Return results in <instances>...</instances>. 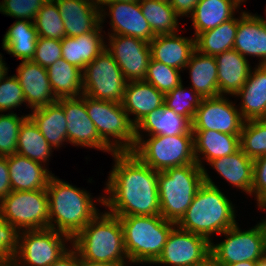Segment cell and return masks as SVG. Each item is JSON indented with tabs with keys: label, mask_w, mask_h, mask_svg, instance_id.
<instances>
[{
	"label": "cell",
	"mask_w": 266,
	"mask_h": 266,
	"mask_svg": "<svg viewBox=\"0 0 266 266\" xmlns=\"http://www.w3.org/2000/svg\"><path fill=\"white\" fill-rule=\"evenodd\" d=\"M114 166L98 201L115 216L160 215L158 177L131 151L114 152Z\"/></svg>",
	"instance_id": "1"
},
{
	"label": "cell",
	"mask_w": 266,
	"mask_h": 266,
	"mask_svg": "<svg viewBox=\"0 0 266 266\" xmlns=\"http://www.w3.org/2000/svg\"><path fill=\"white\" fill-rule=\"evenodd\" d=\"M203 175L204 184L198 189L192 203L176 225L212 242L211 235H221L237 223L235 207L215 185L205 168Z\"/></svg>",
	"instance_id": "2"
},
{
	"label": "cell",
	"mask_w": 266,
	"mask_h": 266,
	"mask_svg": "<svg viewBox=\"0 0 266 266\" xmlns=\"http://www.w3.org/2000/svg\"><path fill=\"white\" fill-rule=\"evenodd\" d=\"M49 228L67 234L71 239L98 213L88 191L60 180L54 174L47 184Z\"/></svg>",
	"instance_id": "3"
},
{
	"label": "cell",
	"mask_w": 266,
	"mask_h": 266,
	"mask_svg": "<svg viewBox=\"0 0 266 266\" xmlns=\"http://www.w3.org/2000/svg\"><path fill=\"white\" fill-rule=\"evenodd\" d=\"M81 258L115 264L129 262L124 247L123 228L118 216L98 213L71 239ZM125 259V260H124Z\"/></svg>",
	"instance_id": "4"
},
{
	"label": "cell",
	"mask_w": 266,
	"mask_h": 266,
	"mask_svg": "<svg viewBox=\"0 0 266 266\" xmlns=\"http://www.w3.org/2000/svg\"><path fill=\"white\" fill-rule=\"evenodd\" d=\"M123 228L124 247L130 263H154L160 256L173 222L161 215L118 216Z\"/></svg>",
	"instance_id": "5"
},
{
	"label": "cell",
	"mask_w": 266,
	"mask_h": 266,
	"mask_svg": "<svg viewBox=\"0 0 266 266\" xmlns=\"http://www.w3.org/2000/svg\"><path fill=\"white\" fill-rule=\"evenodd\" d=\"M203 184V168L198 164H187L159 171L160 215L165 220L177 224Z\"/></svg>",
	"instance_id": "6"
},
{
	"label": "cell",
	"mask_w": 266,
	"mask_h": 266,
	"mask_svg": "<svg viewBox=\"0 0 266 266\" xmlns=\"http://www.w3.org/2000/svg\"><path fill=\"white\" fill-rule=\"evenodd\" d=\"M149 137L146 140L144 136L141 137L131 152L153 170L164 171L171 167L197 164L194 155V134L191 129L181 135Z\"/></svg>",
	"instance_id": "7"
},
{
	"label": "cell",
	"mask_w": 266,
	"mask_h": 266,
	"mask_svg": "<svg viewBox=\"0 0 266 266\" xmlns=\"http://www.w3.org/2000/svg\"><path fill=\"white\" fill-rule=\"evenodd\" d=\"M85 107L100 138L114 152L133 150L136 144L135 126L121 103L98 100L85 95Z\"/></svg>",
	"instance_id": "8"
},
{
	"label": "cell",
	"mask_w": 266,
	"mask_h": 266,
	"mask_svg": "<svg viewBox=\"0 0 266 266\" xmlns=\"http://www.w3.org/2000/svg\"><path fill=\"white\" fill-rule=\"evenodd\" d=\"M0 214L19 231L49 228L47 189L11 191L0 202Z\"/></svg>",
	"instance_id": "9"
},
{
	"label": "cell",
	"mask_w": 266,
	"mask_h": 266,
	"mask_svg": "<svg viewBox=\"0 0 266 266\" xmlns=\"http://www.w3.org/2000/svg\"><path fill=\"white\" fill-rule=\"evenodd\" d=\"M69 241L67 234L51 228L21 231L14 261L17 266H51L68 250Z\"/></svg>",
	"instance_id": "10"
},
{
	"label": "cell",
	"mask_w": 266,
	"mask_h": 266,
	"mask_svg": "<svg viewBox=\"0 0 266 266\" xmlns=\"http://www.w3.org/2000/svg\"><path fill=\"white\" fill-rule=\"evenodd\" d=\"M221 234L226 236L224 241L210 244L211 258L218 265L258 262L266 254V233L257 225L242 231L236 223Z\"/></svg>",
	"instance_id": "11"
},
{
	"label": "cell",
	"mask_w": 266,
	"mask_h": 266,
	"mask_svg": "<svg viewBox=\"0 0 266 266\" xmlns=\"http://www.w3.org/2000/svg\"><path fill=\"white\" fill-rule=\"evenodd\" d=\"M126 83L120 67L106 49L83 70V94L94 99L121 103Z\"/></svg>",
	"instance_id": "12"
},
{
	"label": "cell",
	"mask_w": 266,
	"mask_h": 266,
	"mask_svg": "<svg viewBox=\"0 0 266 266\" xmlns=\"http://www.w3.org/2000/svg\"><path fill=\"white\" fill-rule=\"evenodd\" d=\"M211 241L183 230L177 225L169 233L166 244L153 264L170 266H198L211 258Z\"/></svg>",
	"instance_id": "13"
},
{
	"label": "cell",
	"mask_w": 266,
	"mask_h": 266,
	"mask_svg": "<svg viewBox=\"0 0 266 266\" xmlns=\"http://www.w3.org/2000/svg\"><path fill=\"white\" fill-rule=\"evenodd\" d=\"M234 105L224 95L203 98L191 122V130L240 135L245 120Z\"/></svg>",
	"instance_id": "14"
},
{
	"label": "cell",
	"mask_w": 266,
	"mask_h": 266,
	"mask_svg": "<svg viewBox=\"0 0 266 266\" xmlns=\"http://www.w3.org/2000/svg\"><path fill=\"white\" fill-rule=\"evenodd\" d=\"M106 50L120 67L127 82L144 80L151 58L148 42L124 35H108Z\"/></svg>",
	"instance_id": "15"
},
{
	"label": "cell",
	"mask_w": 266,
	"mask_h": 266,
	"mask_svg": "<svg viewBox=\"0 0 266 266\" xmlns=\"http://www.w3.org/2000/svg\"><path fill=\"white\" fill-rule=\"evenodd\" d=\"M67 122V140L73 146L90 147L104 152L114 151L100 138L96 126L88 116L85 95L78 98H60Z\"/></svg>",
	"instance_id": "16"
},
{
	"label": "cell",
	"mask_w": 266,
	"mask_h": 266,
	"mask_svg": "<svg viewBox=\"0 0 266 266\" xmlns=\"http://www.w3.org/2000/svg\"><path fill=\"white\" fill-rule=\"evenodd\" d=\"M103 5L108 7L109 13L105 11V8H100V24L104 22L105 15H111L109 17H111L112 33L108 32V35L131 36L148 43L155 38L149 23L141 12L139 1L109 2Z\"/></svg>",
	"instance_id": "17"
},
{
	"label": "cell",
	"mask_w": 266,
	"mask_h": 266,
	"mask_svg": "<svg viewBox=\"0 0 266 266\" xmlns=\"http://www.w3.org/2000/svg\"><path fill=\"white\" fill-rule=\"evenodd\" d=\"M16 72L15 76L31 111L58 101L52 91L46 68L32 60L21 61Z\"/></svg>",
	"instance_id": "18"
},
{
	"label": "cell",
	"mask_w": 266,
	"mask_h": 266,
	"mask_svg": "<svg viewBox=\"0 0 266 266\" xmlns=\"http://www.w3.org/2000/svg\"><path fill=\"white\" fill-rule=\"evenodd\" d=\"M59 9L67 37L94 31L100 24V7L96 0H54Z\"/></svg>",
	"instance_id": "19"
},
{
	"label": "cell",
	"mask_w": 266,
	"mask_h": 266,
	"mask_svg": "<svg viewBox=\"0 0 266 266\" xmlns=\"http://www.w3.org/2000/svg\"><path fill=\"white\" fill-rule=\"evenodd\" d=\"M164 96L144 80L129 81L126 83L121 104L131 123L136 126L150 112L164 106ZM129 114H133L135 119H131Z\"/></svg>",
	"instance_id": "20"
},
{
	"label": "cell",
	"mask_w": 266,
	"mask_h": 266,
	"mask_svg": "<svg viewBox=\"0 0 266 266\" xmlns=\"http://www.w3.org/2000/svg\"><path fill=\"white\" fill-rule=\"evenodd\" d=\"M243 57H258L259 65H266V26L257 14L241 12L234 48Z\"/></svg>",
	"instance_id": "21"
},
{
	"label": "cell",
	"mask_w": 266,
	"mask_h": 266,
	"mask_svg": "<svg viewBox=\"0 0 266 266\" xmlns=\"http://www.w3.org/2000/svg\"><path fill=\"white\" fill-rule=\"evenodd\" d=\"M12 191L46 189L53 175L46 166L19 154L7 156Z\"/></svg>",
	"instance_id": "22"
},
{
	"label": "cell",
	"mask_w": 266,
	"mask_h": 266,
	"mask_svg": "<svg viewBox=\"0 0 266 266\" xmlns=\"http://www.w3.org/2000/svg\"><path fill=\"white\" fill-rule=\"evenodd\" d=\"M151 58L167 66L185 70L192 53L196 50L195 37L188 39L174 34L156 35L149 42Z\"/></svg>",
	"instance_id": "23"
},
{
	"label": "cell",
	"mask_w": 266,
	"mask_h": 266,
	"mask_svg": "<svg viewBox=\"0 0 266 266\" xmlns=\"http://www.w3.org/2000/svg\"><path fill=\"white\" fill-rule=\"evenodd\" d=\"M241 98L239 111L247 120L266 119V65H257L235 95Z\"/></svg>",
	"instance_id": "24"
},
{
	"label": "cell",
	"mask_w": 266,
	"mask_h": 266,
	"mask_svg": "<svg viewBox=\"0 0 266 266\" xmlns=\"http://www.w3.org/2000/svg\"><path fill=\"white\" fill-rule=\"evenodd\" d=\"M218 69L219 95H233L247 81L251 66L247 58L235 49L224 51L215 56Z\"/></svg>",
	"instance_id": "25"
},
{
	"label": "cell",
	"mask_w": 266,
	"mask_h": 266,
	"mask_svg": "<svg viewBox=\"0 0 266 266\" xmlns=\"http://www.w3.org/2000/svg\"><path fill=\"white\" fill-rule=\"evenodd\" d=\"M102 29V25H99L94 31L80 36H65L61 40L62 58L84 70L87 64L106 49Z\"/></svg>",
	"instance_id": "26"
},
{
	"label": "cell",
	"mask_w": 266,
	"mask_h": 266,
	"mask_svg": "<svg viewBox=\"0 0 266 266\" xmlns=\"http://www.w3.org/2000/svg\"><path fill=\"white\" fill-rule=\"evenodd\" d=\"M194 134V155L196 163L204 169L206 162L234 154L240 149V135L221 133L215 130L192 131ZM202 154V158L200 156Z\"/></svg>",
	"instance_id": "27"
},
{
	"label": "cell",
	"mask_w": 266,
	"mask_h": 266,
	"mask_svg": "<svg viewBox=\"0 0 266 266\" xmlns=\"http://www.w3.org/2000/svg\"><path fill=\"white\" fill-rule=\"evenodd\" d=\"M191 129V122L184 116L176 114L172 109L163 106L153 110L135 126L136 142L148 132V136H175L186 134Z\"/></svg>",
	"instance_id": "28"
},
{
	"label": "cell",
	"mask_w": 266,
	"mask_h": 266,
	"mask_svg": "<svg viewBox=\"0 0 266 266\" xmlns=\"http://www.w3.org/2000/svg\"><path fill=\"white\" fill-rule=\"evenodd\" d=\"M253 162L239 149L234 154L211 160L209 165L237 189L252 195Z\"/></svg>",
	"instance_id": "29"
},
{
	"label": "cell",
	"mask_w": 266,
	"mask_h": 266,
	"mask_svg": "<svg viewBox=\"0 0 266 266\" xmlns=\"http://www.w3.org/2000/svg\"><path fill=\"white\" fill-rule=\"evenodd\" d=\"M191 78V88L202 98L219 96L218 69L215 56H208L195 50L187 66Z\"/></svg>",
	"instance_id": "30"
},
{
	"label": "cell",
	"mask_w": 266,
	"mask_h": 266,
	"mask_svg": "<svg viewBox=\"0 0 266 266\" xmlns=\"http://www.w3.org/2000/svg\"><path fill=\"white\" fill-rule=\"evenodd\" d=\"M239 7L240 3L237 0H200L189 16L193 23L195 37L233 18Z\"/></svg>",
	"instance_id": "31"
},
{
	"label": "cell",
	"mask_w": 266,
	"mask_h": 266,
	"mask_svg": "<svg viewBox=\"0 0 266 266\" xmlns=\"http://www.w3.org/2000/svg\"><path fill=\"white\" fill-rule=\"evenodd\" d=\"M32 113V114H31ZM27 114L37 125L49 145L54 149L61 147L67 140V122L63 106L54 102L37 108Z\"/></svg>",
	"instance_id": "32"
},
{
	"label": "cell",
	"mask_w": 266,
	"mask_h": 266,
	"mask_svg": "<svg viewBox=\"0 0 266 266\" xmlns=\"http://www.w3.org/2000/svg\"><path fill=\"white\" fill-rule=\"evenodd\" d=\"M47 69L48 78L53 93L57 99L78 98L83 94V70L58 59Z\"/></svg>",
	"instance_id": "33"
},
{
	"label": "cell",
	"mask_w": 266,
	"mask_h": 266,
	"mask_svg": "<svg viewBox=\"0 0 266 266\" xmlns=\"http://www.w3.org/2000/svg\"><path fill=\"white\" fill-rule=\"evenodd\" d=\"M37 38L38 34L33 22L17 20L6 31L2 39V48L21 61H29L34 57Z\"/></svg>",
	"instance_id": "34"
},
{
	"label": "cell",
	"mask_w": 266,
	"mask_h": 266,
	"mask_svg": "<svg viewBox=\"0 0 266 266\" xmlns=\"http://www.w3.org/2000/svg\"><path fill=\"white\" fill-rule=\"evenodd\" d=\"M238 18L233 17L214 29L201 32L195 37L196 50L204 55L216 56L234 48Z\"/></svg>",
	"instance_id": "35"
},
{
	"label": "cell",
	"mask_w": 266,
	"mask_h": 266,
	"mask_svg": "<svg viewBox=\"0 0 266 266\" xmlns=\"http://www.w3.org/2000/svg\"><path fill=\"white\" fill-rule=\"evenodd\" d=\"M51 152L52 147L28 116L19 128L16 153L45 166Z\"/></svg>",
	"instance_id": "36"
},
{
	"label": "cell",
	"mask_w": 266,
	"mask_h": 266,
	"mask_svg": "<svg viewBox=\"0 0 266 266\" xmlns=\"http://www.w3.org/2000/svg\"><path fill=\"white\" fill-rule=\"evenodd\" d=\"M139 4L155 36L178 32L180 16L171 4L159 0H140Z\"/></svg>",
	"instance_id": "37"
},
{
	"label": "cell",
	"mask_w": 266,
	"mask_h": 266,
	"mask_svg": "<svg viewBox=\"0 0 266 266\" xmlns=\"http://www.w3.org/2000/svg\"><path fill=\"white\" fill-rule=\"evenodd\" d=\"M240 149L253 160L266 155V119L244 122L240 133Z\"/></svg>",
	"instance_id": "38"
},
{
	"label": "cell",
	"mask_w": 266,
	"mask_h": 266,
	"mask_svg": "<svg viewBox=\"0 0 266 266\" xmlns=\"http://www.w3.org/2000/svg\"><path fill=\"white\" fill-rule=\"evenodd\" d=\"M38 37L62 40L65 28L61 14L54 0H47L33 21Z\"/></svg>",
	"instance_id": "39"
},
{
	"label": "cell",
	"mask_w": 266,
	"mask_h": 266,
	"mask_svg": "<svg viewBox=\"0 0 266 266\" xmlns=\"http://www.w3.org/2000/svg\"><path fill=\"white\" fill-rule=\"evenodd\" d=\"M190 91V92H189ZM184 89L181 83L175 89L164 96V106L172 109L176 114L186 117L192 122L197 108L200 106L202 97L192 88Z\"/></svg>",
	"instance_id": "40"
},
{
	"label": "cell",
	"mask_w": 266,
	"mask_h": 266,
	"mask_svg": "<svg viewBox=\"0 0 266 266\" xmlns=\"http://www.w3.org/2000/svg\"><path fill=\"white\" fill-rule=\"evenodd\" d=\"M144 81L152 84L164 95L182 83L180 70L150 58Z\"/></svg>",
	"instance_id": "41"
},
{
	"label": "cell",
	"mask_w": 266,
	"mask_h": 266,
	"mask_svg": "<svg viewBox=\"0 0 266 266\" xmlns=\"http://www.w3.org/2000/svg\"><path fill=\"white\" fill-rule=\"evenodd\" d=\"M28 115L0 114V156L16 154L19 128Z\"/></svg>",
	"instance_id": "42"
},
{
	"label": "cell",
	"mask_w": 266,
	"mask_h": 266,
	"mask_svg": "<svg viewBox=\"0 0 266 266\" xmlns=\"http://www.w3.org/2000/svg\"><path fill=\"white\" fill-rule=\"evenodd\" d=\"M46 1L47 0H3L0 2V12L7 16L18 18V20L33 22L35 16Z\"/></svg>",
	"instance_id": "43"
},
{
	"label": "cell",
	"mask_w": 266,
	"mask_h": 266,
	"mask_svg": "<svg viewBox=\"0 0 266 266\" xmlns=\"http://www.w3.org/2000/svg\"><path fill=\"white\" fill-rule=\"evenodd\" d=\"M6 75L0 79V112L16 109L21 104L26 103L23 89L15 75Z\"/></svg>",
	"instance_id": "44"
},
{
	"label": "cell",
	"mask_w": 266,
	"mask_h": 266,
	"mask_svg": "<svg viewBox=\"0 0 266 266\" xmlns=\"http://www.w3.org/2000/svg\"><path fill=\"white\" fill-rule=\"evenodd\" d=\"M62 58L61 40L38 37L33 62L48 68Z\"/></svg>",
	"instance_id": "45"
},
{
	"label": "cell",
	"mask_w": 266,
	"mask_h": 266,
	"mask_svg": "<svg viewBox=\"0 0 266 266\" xmlns=\"http://www.w3.org/2000/svg\"><path fill=\"white\" fill-rule=\"evenodd\" d=\"M20 231L0 214V262L14 260Z\"/></svg>",
	"instance_id": "46"
},
{
	"label": "cell",
	"mask_w": 266,
	"mask_h": 266,
	"mask_svg": "<svg viewBox=\"0 0 266 266\" xmlns=\"http://www.w3.org/2000/svg\"><path fill=\"white\" fill-rule=\"evenodd\" d=\"M266 197V155L254 159L252 195Z\"/></svg>",
	"instance_id": "47"
},
{
	"label": "cell",
	"mask_w": 266,
	"mask_h": 266,
	"mask_svg": "<svg viewBox=\"0 0 266 266\" xmlns=\"http://www.w3.org/2000/svg\"><path fill=\"white\" fill-rule=\"evenodd\" d=\"M7 156H0V202L11 192Z\"/></svg>",
	"instance_id": "48"
},
{
	"label": "cell",
	"mask_w": 266,
	"mask_h": 266,
	"mask_svg": "<svg viewBox=\"0 0 266 266\" xmlns=\"http://www.w3.org/2000/svg\"><path fill=\"white\" fill-rule=\"evenodd\" d=\"M199 1L200 0H172L170 4L180 17H189V15L194 12L195 6Z\"/></svg>",
	"instance_id": "49"
},
{
	"label": "cell",
	"mask_w": 266,
	"mask_h": 266,
	"mask_svg": "<svg viewBox=\"0 0 266 266\" xmlns=\"http://www.w3.org/2000/svg\"><path fill=\"white\" fill-rule=\"evenodd\" d=\"M51 266H80V255L72 247L59 257Z\"/></svg>",
	"instance_id": "50"
},
{
	"label": "cell",
	"mask_w": 266,
	"mask_h": 266,
	"mask_svg": "<svg viewBox=\"0 0 266 266\" xmlns=\"http://www.w3.org/2000/svg\"><path fill=\"white\" fill-rule=\"evenodd\" d=\"M80 266H126V264H115L109 262H96L80 257Z\"/></svg>",
	"instance_id": "51"
},
{
	"label": "cell",
	"mask_w": 266,
	"mask_h": 266,
	"mask_svg": "<svg viewBox=\"0 0 266 266\" xmlns=\"http://www.w3.org/2000/svg\"><path fill=\"white\" fill-rule=\"evenodd\" d=\"M258 208H261L266 211V197H261L259 199H256ZM258 227H260L265 233H266V218L256 224Z\"/></svg>",
	"instance_id": "52"
},
{
	"label": "cell",
	"mask_w": 266,
	"mask_h": 266,
	"mask_svg": "<svg viewBox=\"0 0 266 266\" xmlns=\"http://www.w3.org/2000/svg\"><path fill=\"white\" fill-rule=\"evenodd\" d=\"M2 57V54H0V79H2L6 75L8 70L6 64L4 63L5 61H3Z\"/></svg>",
	"instance_id": "53"
},
{
	"label": "cell",
	"mask_w": 266,
	"mask_h": 266,
	"mask_svg": "<svg viewBox=\"0 0 266 266\" xmlns=\"http://www.w3.org/2000/svg\"><path fill=\"white\" fill-rule=\"evenodd\" d=\"M100 8H104L103 4L104 3H109V2H138L140 0H96Z\"/></svg>",
	"instance_id": "54"
},
{
	"label": "cell",
	"mask_w": 266,
	"mask_h": 266,
	"mask_svg": "<svg viewBox=\"0 0 266 266\" xmlns=\"http://www.w3.org/2000/svg\"><path fill=\"white\" fill-rule=\"evenodd\" d=\"M258 262L254 261H244V262H239V263H234V264H229V265H219V266H257Z\"/></svg>",
	"instance_id": "55"
},
{
	"label": "cell",
	"mask_w": 266,
	"mask_h": 266,
	"mask_svg": "<svg viewBox=\"0 0 266 266\" xmlns=\"http://www.w3.org/2000/svg\"><path fill=\"white\" fill-rule=\"evenodd\" d=\"M198 266H219L212 258H209L205 263Z\"/></svg>",
	"instance_id": "56"
},
{
	"label": "cell",
	"mask_w": 266,
	"mask_h": 266,
	"mask_svg": "<svg viewBox=\"0 0 266 266\" xmlns=\"http://www.w3.org/2000/svg\"><path fill=\"white\" fill-rule=\"evenodd\" d=\"M0 266H17L14 260L2 261Z\"/></svg>",
	"instance_id": "57"
},
{
	"label": "cell",
	"mask_w": 266,
	"mask_h": 266,
	"mask_svg": "<svg viewBox=\"0 0 266 266\" xmlns=\"http://www.w3.org/2000/svg\"><path fill=\"white\" fill-rule=\"evenodd\" d=\"M257 266H266V254L258 261Z\"/></svg>",
	"instance_id": "58"
},
{
	"label": "cell",
	"mask_w": 266,
	"mask_h": 266,
	"mask_svg": "<svg viewBox=\"0 0 266 266\" xmlns=\"http://www.w3.org/2000/svg\"><path fill=\"white\" fill-rule=\"evenodd\" d=\"M266 12V10H265ZM259 18L261 19L262 23L266 26V20L264 18H262L261 16H259Z\"/></svg>",
	"instance_id": "59"
},
{
	"label": "cell",
	"mask_w": 266,
	"mask_h": 266,
	"mask_svg": "<svg viewBox=\"0 0 266 266\" xmlns=\"http://www.w3.org/2000/svg\"><path fill=\"white\" fill-rule=\"evenodd\" d=\"M159 1L166 2V3L170 4L172 0H159Z\"/></svg>",
	"instance_id": "60"
},
{
	"label": "cell",
	"mask_w": 266,
	"mask_h": 266,
	"mask_svg": "<svg viewBox=\"0 0 266 266\" xmlns=\"http://www.w3.org/2000/svg\"><path fill=\"white\" fill-rule=\"evenodd\" d=\"M240 4L242 3V2H244L245 0H237Z\"/></svg>",
	"instance_id": "61"
}]
</instances>
